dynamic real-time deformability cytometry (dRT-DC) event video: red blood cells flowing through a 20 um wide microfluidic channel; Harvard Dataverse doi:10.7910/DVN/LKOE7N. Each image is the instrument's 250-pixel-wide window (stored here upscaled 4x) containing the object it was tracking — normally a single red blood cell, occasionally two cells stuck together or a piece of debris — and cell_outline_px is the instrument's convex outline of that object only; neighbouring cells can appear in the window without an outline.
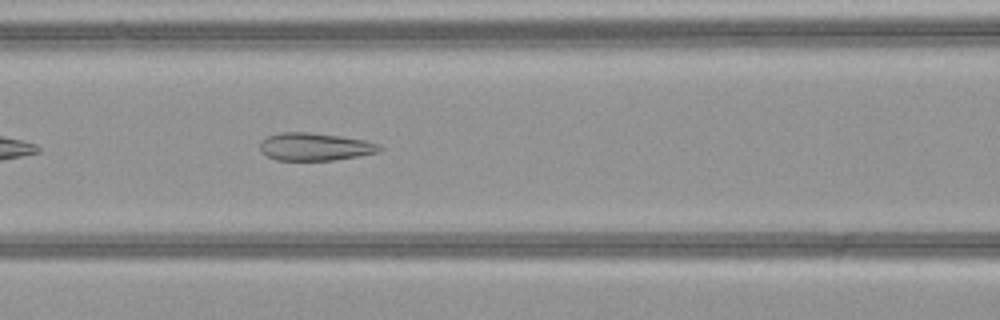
{"species": "common noctule bat (a hibernating species)", "species_latin": "Nyctalus noctula", "temperature_condition": "warm", "stored_images_in_passage": 31, "camera_frame_rate_fps": 3000, "um_per_image_px": 0.085, "animal": {"sex": "female", "body_mass_g": 21.9}, "frame": {"image": 1, "passage_image": 8, "time_ms": 2.333, "image_size_px": [1000, 320], "cell_outline_px": [[384, 148], [380, 152], [332, 160], [276, 160], [260, 152], [260, 140], [268, 136], [280, 132], [308, 132], [340, 136], [364, 140], [380, 144]], "centroid_in_image_um": [26.76, 12.47], "position_along_channel_um": 139.8, "area_um2": 19.36}}
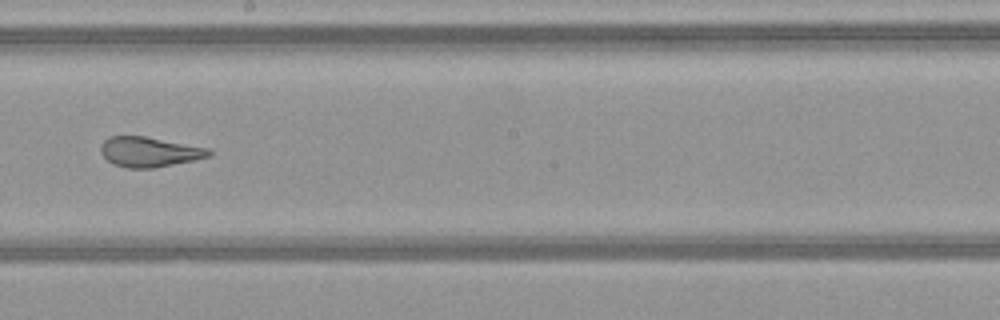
{"frame": {"image": 2, "passage_image": 15, "time_ms": 4.667, "image_size_px": [1000, 320], "cell_outline_px": [[212, 156], [152, 168], [124, 168], [112, 164], [100, 152], [100, 144], [108, 136], [144, 136], [208, 148], [212, 152]], "centroid_in_image_um": [12.64, 12.91], "position_along_channel_um": 235.6, "area_um2": 18.84}}
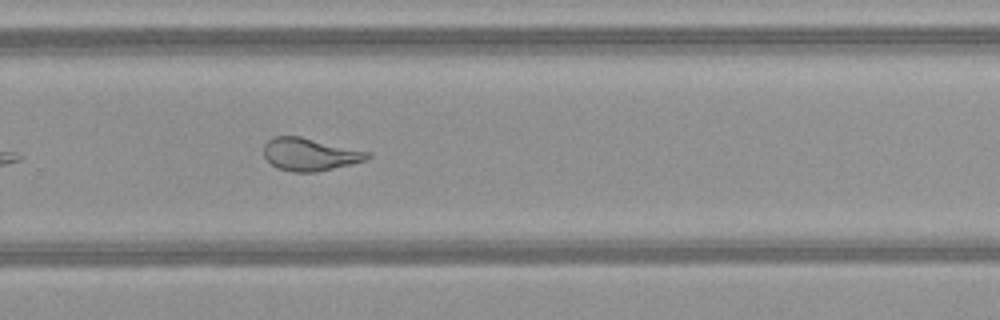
{"frame": {"image": 3, "passage_image": 20, "time_ms": 6.333, "image_size_px": [1000, 320], "cell_outline_px": [[372, 156], [364, 160], [316, 172], [292, 172], [280, 168], [272, 164], [264, 156], [264, 144], [272, 136], [300, 136], [368, 152]], "centroid_in_image_um": [26.28, 13.11], "position_along_channel_um": 303.5, "area_um2": 19.31}, "authors_computed_cell_mechanics": {"area_um2": 19.8832, "velocity_mm_per_s": 4.0984, "shape_relaxation_time_tau1_ms": null, "shape_relaxation_time_tau2_ms": 1.0594, "deformation_change_tau1": null, "deformation_change_tau2": 0.0813}}